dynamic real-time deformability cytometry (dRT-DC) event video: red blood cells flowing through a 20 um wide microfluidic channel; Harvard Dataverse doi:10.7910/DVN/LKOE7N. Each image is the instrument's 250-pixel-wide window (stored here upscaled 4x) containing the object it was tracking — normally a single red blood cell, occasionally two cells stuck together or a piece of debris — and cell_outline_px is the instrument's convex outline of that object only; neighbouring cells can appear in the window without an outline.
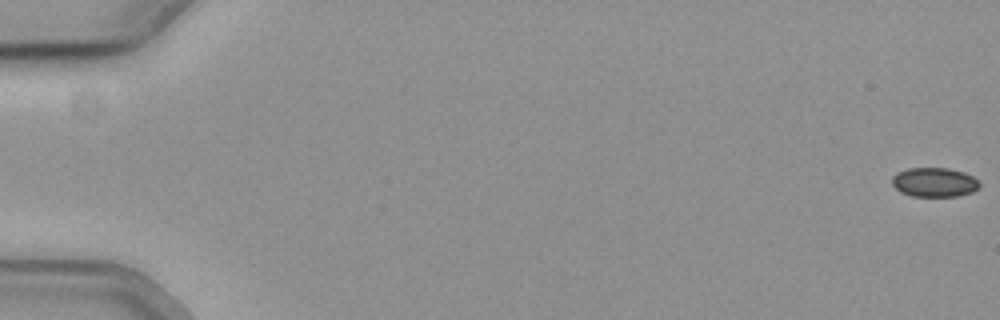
{"species": "common noctule bat (a hibernating species)", "species_latin": "Nyctalus noctula", "temperature_condition": "cold", "stored_images_in_passage": 58, "camera_frame_rate_fps": 3000, "um_per_image_px": 0.085, "animal": {"sex": "female", "body_mass_g": 19.3, "forearm_length_mm": 54.1}, "frame": {"image": 1, "passage_image": 1, "time_ms": 0.0, "image_size_px": [1000, 320], "cell_outline_px": [[980, 184], [972, 192], [956, 196], [912, 196], [900, 192], [892, 184], [892, 176], [896, 172], [908, 168], [948, 168], [964, 172], [972, 176]], "centroid_in_image_um": [79.37, 15.48], "position_along_channel_um": 5.6, "area_um2": 14.85}}
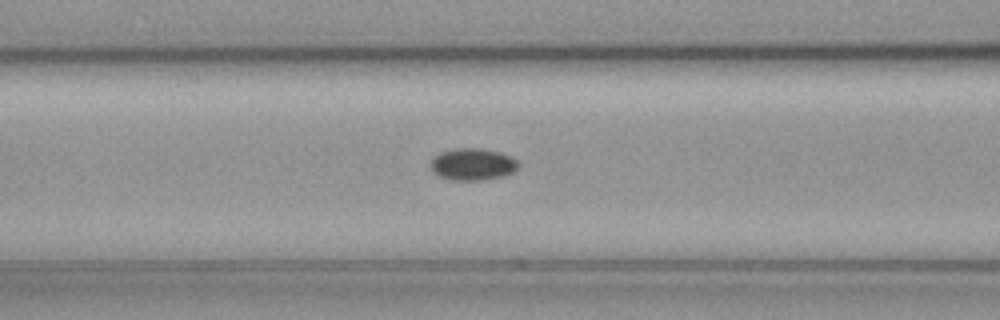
{"frame": {"image": 2, "passage_image": 25, "time_ms": 8.0, "image_size_px": [1000, 320], "cell_outline_px": [[520, 164], [512, 172], [504, 176], [484, 180], [452, 180], [440, 176], [432, 172], [428, 164], [440, 152], [456, 148], [480, 148], [500, 152], [512, 156]], "centroid_in_image_um": [40.17, 13.96], "position_along_channel_um": 126.4, "area_um2": 16.47}}
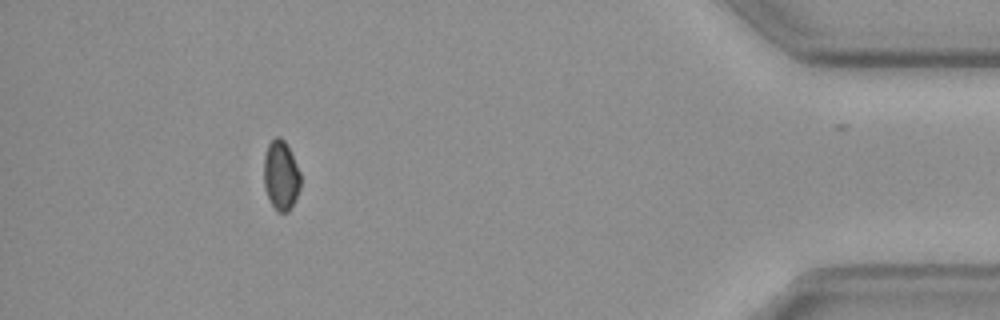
{"frame": {"image": 3, "passage_image": 52, "time_ms": 17.0, "image_size_px": [1000, 320], "cell_outline_px": [[300, 188], [288, 212], [276, 212], [264, 188], [264, 156], [268, 144], [276, 136], [280, 136], [284, 140], [300, 172]], "centroid_in_image_um": [23.86, 14.91], "position_along_channel_um": 411.3, "area_um2": 14.68}}